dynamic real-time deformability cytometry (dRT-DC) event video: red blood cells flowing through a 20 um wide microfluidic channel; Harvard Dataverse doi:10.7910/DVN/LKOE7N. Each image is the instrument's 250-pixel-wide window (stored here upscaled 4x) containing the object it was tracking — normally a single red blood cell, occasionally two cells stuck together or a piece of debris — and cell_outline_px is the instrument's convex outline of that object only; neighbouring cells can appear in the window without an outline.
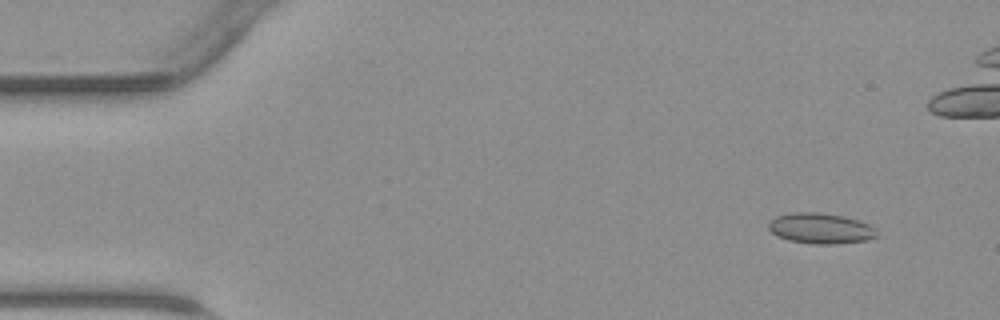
{"species": "common noctule bat (a hibernating species)", "species_latin": "Nyctalus noctula", "temperature_condition": "warm", "stored_images_in_passage": 47, "camera_frame_rate_fps": 3000, "um_per_image_px": 0.085, "animal": {"sex": "male", "body_mass_g": 23.1, "forearm_length_mm": 52.7}, "frame": {"image": 1, "passage_image": 4, "time_ms": 1.0, "image_size_px": [1000, 320], "cell_outline_px": [[880, 236], [868, 240], [836, 244], [812, 244], [788, 240], [776, 236], [768, 228], [768, 224], [776, 216], [792, 212], [816, 212], [844, 216], [860, 220], [876, 228]], "centroid_in_image_um": [69.79, 19.42], "position_along_channel_um": 15.2, "area_um2": 19.59}}
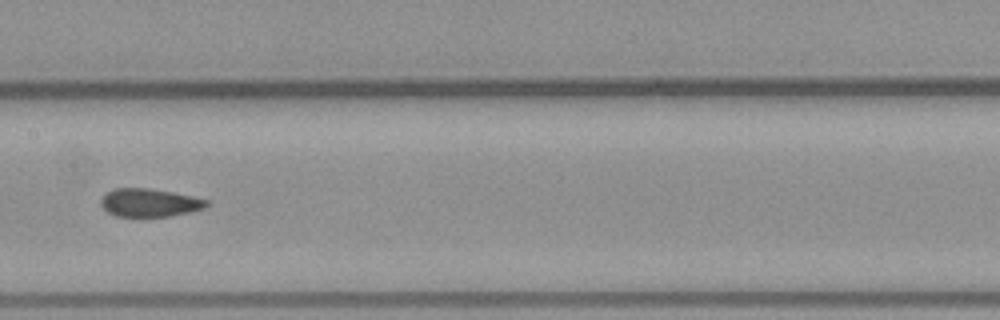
{"frame": {"image": 2, "passage_image": 23, "time_ms": 7.333, "image_size_px": [1000, 320], "cell_outline_px": [[208, 204], [204, 208], [188, 212], [168, 216], [116, 216], [108, 212], [100, 204], [100, 200], [104, 192], [112, 188], [148, 188], [172, 192], [192, 196], [208, 200]], "centroid_in_image_um": [12.65, 17.21], "position_along_channel_um": 194.7, "area_um2": 17.28}}
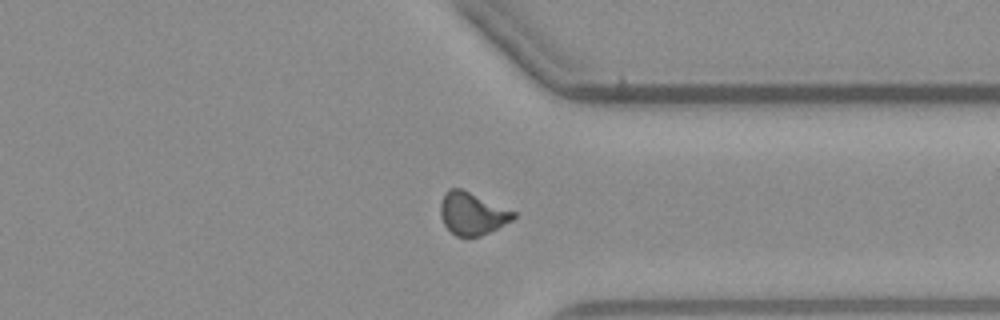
{"frame": {"image": 3, "passage_image": 35, "time_ms": 11.333, "image_size_px": [1000, 320], "cell_outline_px": [[516, 216], [512, 220], [480, 236], [456, 236], [444, 224], [440, 216], [440, 204], [444, 192], [448, 188], [460, 188], [516, 212]], "centroid_in_image_um": [40.1, 18.14], "position_along_channel_um": 371.3, "area_um2": 17.8}}